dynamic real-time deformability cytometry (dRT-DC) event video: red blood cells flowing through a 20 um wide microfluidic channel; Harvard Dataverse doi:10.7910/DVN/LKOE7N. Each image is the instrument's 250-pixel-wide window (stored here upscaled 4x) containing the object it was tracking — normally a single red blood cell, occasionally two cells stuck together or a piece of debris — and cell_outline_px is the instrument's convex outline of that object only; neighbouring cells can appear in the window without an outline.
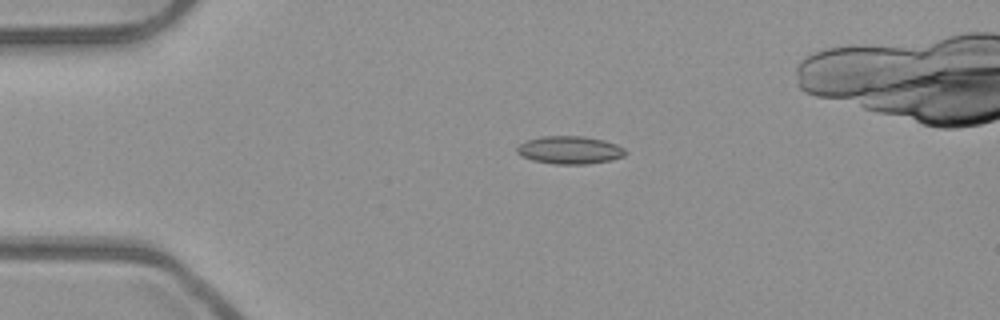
{"species": "common noctule bat (a hibernating species)", "species_latin": "Nyctalus noctula", "temperature_condition": "room temperature", "stored_images_in_passage": 5, "camera_frame_rate_fps": 3000, "um_per_image_px": 0.085, "animal": {"sex": "male", "body_mass_g": 23.1, "forearm_length_mm": 52.7}, "frame": {"image": 1, "passage_image": 3, "time_ms": 0.667, "image_size_px": [1000, 320], "cell_outline_px": [[628, 152], [624, 156], [612, 160], [588, 164], [552, 164], [532, 160], [520, 156], [516, 152], [516, 148], [524, 140], [540, 136], [584, 136], [604, 140], [616, 144], [624, 148]], "centroid_in_image_um": [48.41, 12.75], "position_along_channel_um": 36.6, "area_um2": 17.92}}